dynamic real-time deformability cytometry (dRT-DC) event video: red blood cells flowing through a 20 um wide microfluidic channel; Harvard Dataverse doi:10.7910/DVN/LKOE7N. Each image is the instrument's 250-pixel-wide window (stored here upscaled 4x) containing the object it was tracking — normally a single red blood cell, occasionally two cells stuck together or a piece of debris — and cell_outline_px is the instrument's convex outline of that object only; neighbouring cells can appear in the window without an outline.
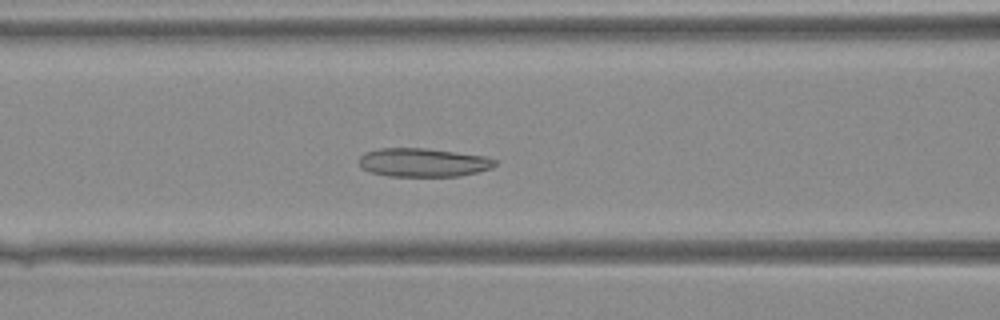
{"species": "Egyptian fruit bat (a non-hibernating species)", "species_latin": "Rousettus aegyptiacus", "temperature_condition": "warm", "stored_images_in_passage": 42, "camera_frame_rate_fps": 3000, "um_per_image_px": 0.085, "animal": {"sex": "female"}, "frame": {"image": 1, "passage_image": 18, "time_ms": 5.667, "image_size_px": [1000, 320], "cell_outline_px": [[496, 164], [492, 168], [460, 176], [388, 176], [368, 172], [360, 164], [360, 156], [364, 152], [380, 148], [424, 148], [456, 152], [484, 156], [496, 160]], "centroid_in_image_um": [35.95, 13.81], "position_along_channel_um": 130.6, "area_um2": 22.6}}
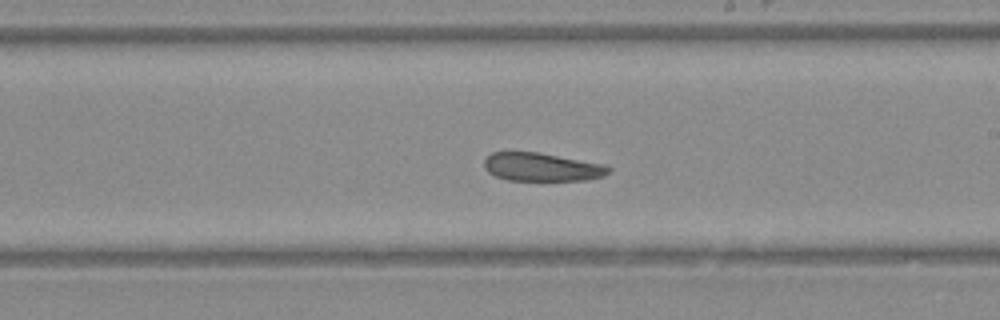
{"frame": {"image": 2, "passage_image": 25, "time_ms": 8.0, "image_size_px": [1000, 320], "cell_outline_px": [[612, 168], [604, 176], [588, 180], [508, 180], [496, 176], [488, 172], [484, 168], [484, 160], [492, 152], [536, 152], [608, 164]], "centroid_in_image_um": [46.1, 14.2], "position_along_channel_um": 242.9, "area_um2": 20.63}}
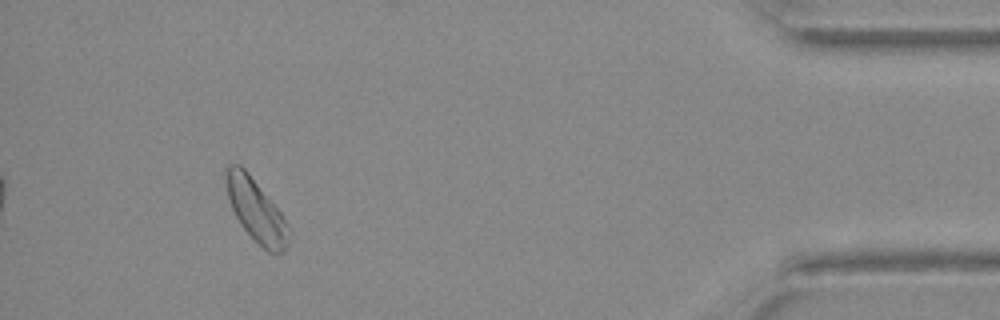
{"frame": {"image": 3, "passage_image": 39, "time_ms": 12.667, "image_size_px": [1000, 320], "cell_outline_px": [[292, 232], [288, 248], [284, 252], [268, 252], [240, 224], [232, 208], [228, 196], [224, 176], [224, 168], [228, 164], [240, 164], [248, 172], [280, 212]], "centroid_in_image_um": [21.78, 17.87], "position_along_channel_um": 413.4, "area_um2": 22.77}}